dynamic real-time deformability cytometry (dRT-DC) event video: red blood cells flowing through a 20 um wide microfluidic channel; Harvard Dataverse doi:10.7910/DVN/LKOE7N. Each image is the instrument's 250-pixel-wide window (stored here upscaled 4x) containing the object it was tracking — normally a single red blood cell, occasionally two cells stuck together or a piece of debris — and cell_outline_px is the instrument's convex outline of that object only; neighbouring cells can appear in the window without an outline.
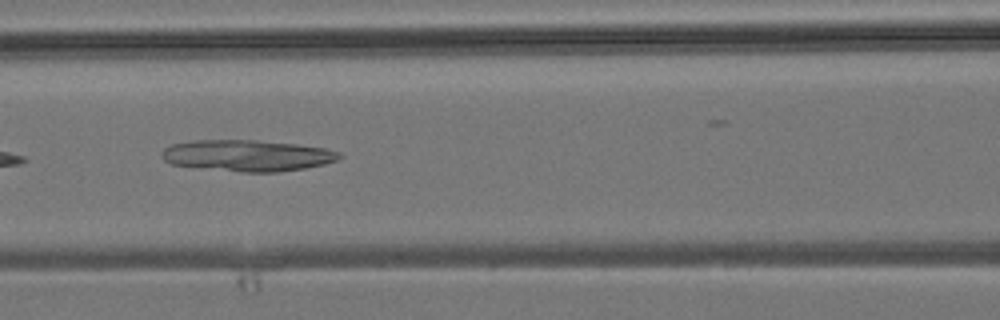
{"species": "common noctule bat (a hibernating species)", "species_latin": "Nyctalus noctula", "temperature_condition": "room temperature", "stored_images_in_passage": 4, "camera_frame_rate_fps": 3000, "um_per_image_px": 0.085, "animal": {"sex": "male", "body_mass_g": 19.2, "forearm_length_mm": 51.8}, "frame": {"image": 1, "passage_image": 3, "time_ms": 2.333, "image_size_px": [1000, 320], "cell_outline_px": [[344, 156], [336, 160], [324, 164], [304, 168], [280, 172], [244, 172], [172, 164], [164, 160], [160, 156], [160, 152], [164, 148], [172, 144], [192, 140], [256, 140], [296, 144], [324, 148], [340, 152]], "centroid_in_image_um": [21.02, 13.21], "position_along_channel_um": 145.6, "area_um2": 32.31}}
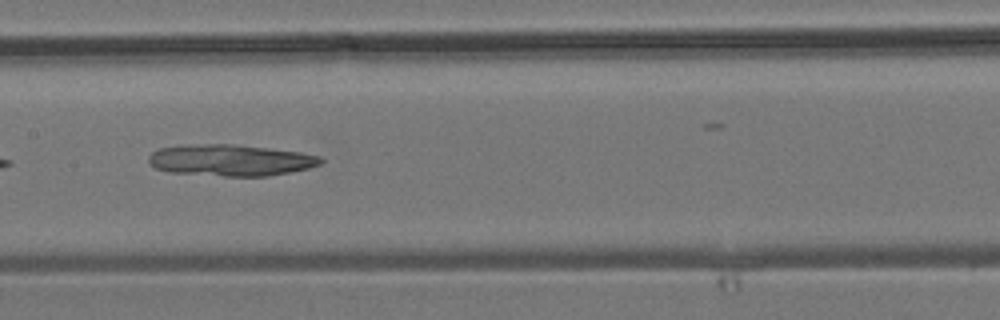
{"frame": {"image": 2, "passage_image": 4, "time_ms": 3.333, "image_size_px": [1000, 320], "cell_outline_px": [[324, 160], [320, 164], [308, 168], [268, 176], [224, 176], [168, 172], [156, 168], [148, 160], [148, 156], [152, 152], [160, 148], [180, 144], [232, 144], [268, 148], [300, 152], [320, 156]], "centroid_in_image_um": [19.57, 13.61], "position_along_channel_um": 187.8, "area_um2": 31.56}}